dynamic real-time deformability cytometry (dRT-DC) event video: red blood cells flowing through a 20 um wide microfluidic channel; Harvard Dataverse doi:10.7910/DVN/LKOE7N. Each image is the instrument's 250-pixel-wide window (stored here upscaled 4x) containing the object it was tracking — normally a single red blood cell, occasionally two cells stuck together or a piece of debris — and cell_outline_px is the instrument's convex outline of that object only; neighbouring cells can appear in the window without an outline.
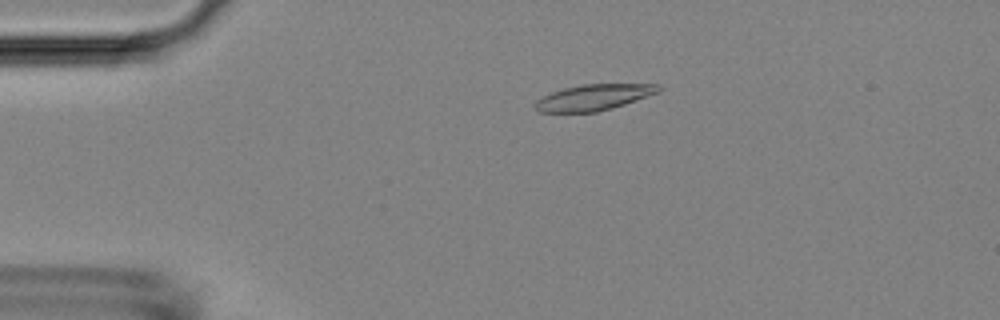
{"species": "Egyptian fruit bat (a non-hibernating species)", "species_latin": "Rousettus aegyptiacus", "temperature_condition": "room temperature", "stored_images_in_passage": 52, "camera_frame_rate_fps": 3000, "um_per_image_px": 0.085, "animal": {"sex": "female"}, "frame": {"image": 1, "passage_image": 11, "time_ms": 3.333, "image_size_px": [1000, 320], "cell_outline_px": [[664, 88], [660, 92], [612, 108], [596, 112], [540, 112], [532, 104], [536, 100], [552, 92], [564, 88], [580, 84], [660, 84]], "centroid_in_image_um": [50.49, 8.26], "position_along_channel_um": 34.5, "area_um2": 18.73}}
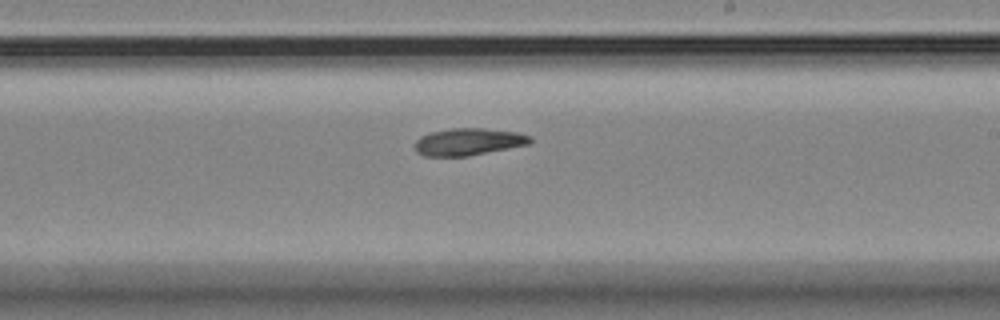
{"frame": {"image": 2, "passage_image": 31, "time_ms": 10.0, "image_size_px": [1000, 320], "cell_outline_px": [[532, 144], [468, 156], [424, 156], [416, 152], [416, 140], [420, 136], [432, 132], [452, 128], [484, 128], [516, 132], [532, 136]], "centroid_in_image_um": [39.86, 12.05], "position_along_channel_um": 249.1, "area_um2": 18.32}}
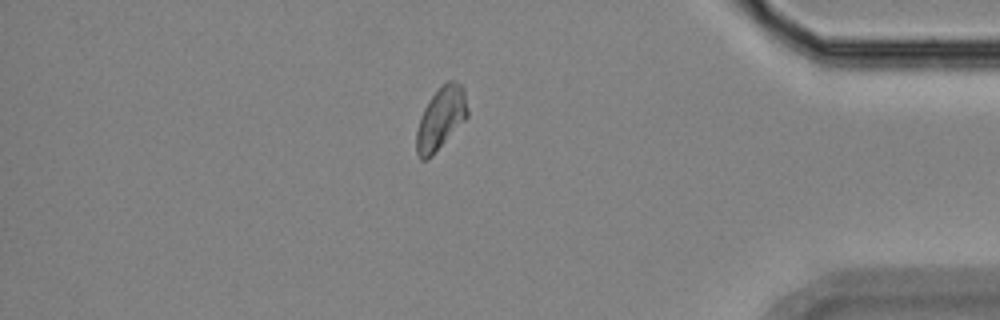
{"frame": {"image": 3, "passage_image": 45, "time_ms": 14.667, "image_size_px": [1000, 320], "cell_outline_px": [[468, 116], [432, 156], [428, 160], [420, 160], [416, 152], [416, 132], [420, 116], [428, 100], [448, 80], [456, 80], [464, 88], [468, 108]], "centroid_in_image_um": [37.46, 10.07], "position_along_channel_um": 397.7, "area_um2": 18.55}}